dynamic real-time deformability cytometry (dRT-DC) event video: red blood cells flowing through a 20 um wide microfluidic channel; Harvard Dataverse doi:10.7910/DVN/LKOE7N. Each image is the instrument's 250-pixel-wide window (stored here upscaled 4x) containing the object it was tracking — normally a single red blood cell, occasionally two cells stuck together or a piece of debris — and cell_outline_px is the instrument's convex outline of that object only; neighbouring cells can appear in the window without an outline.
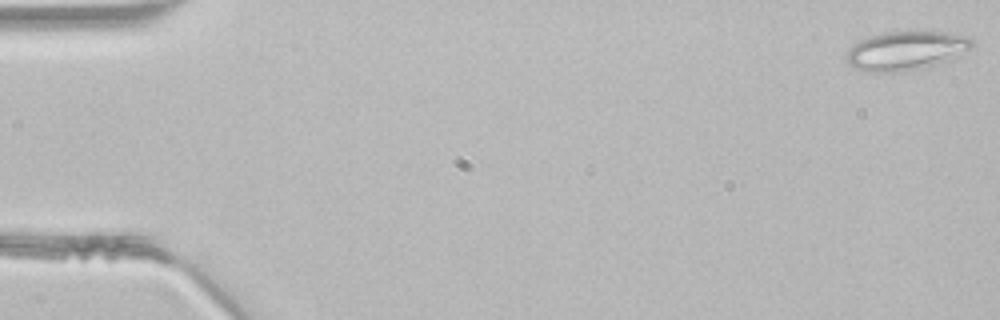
{"species": "common noctule bat (a hibernating species)", "species_latin": "Nyctalus noctula", "temperature_condition": "room temperature", "stored_images_in_passage": 46, "segment_of_instrument_passage": [1, 2], "camera_frame_rate_fps": 3000, "um_per_image_px": 0.085, "animal": {"sex": "male", "body_mass_g": 21.5, "forearm_length_mm": 52.0}, "frame": {"image": 1, "passage_image": 1, "time_ms": 0.0, "image_size_px": [1000, 320], "cell_outline_px": [[972, 44], [968, 48], [936, 64], [924, 68], [904, 72], [868, 72], [856, 68], [848, 64], [844, 56], [852, 44], [860, 40], [884, 32], [952, 32], [972, 36]], "centroid_in_image_um": [76.94, 4.31], "position_along_channel_um": 8.1, "area_um2": 28.26}}
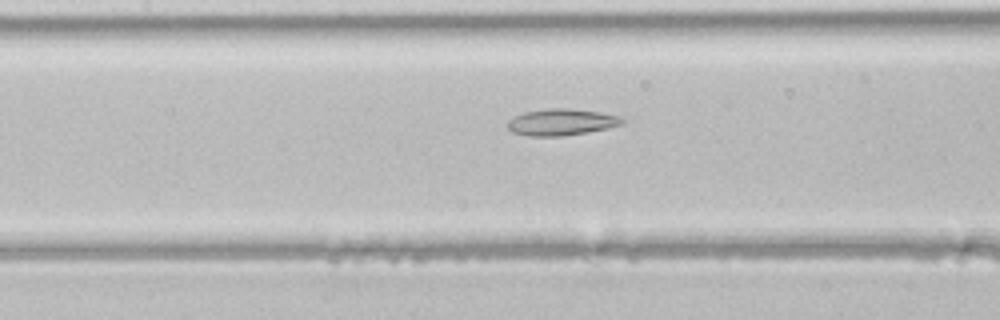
{"frame": {"image": 2, "passage_image": 21, "time_ms": 6.667, "image_size_px": [1000, 320], "cell_outline_px": [[624, 124], [608, 128], [588, 132], [560, 136], [528, 136], [512, 132], [508, 128], [508, 120], [512, 116], [524, 112], [548, 108], [568, 108], [600, 112], [620, 116], [624, 120]], "centroid_in_image_um": [47.71, 10.37], "position_along_channel_um": 159.7, "area_um2": 17.86}}
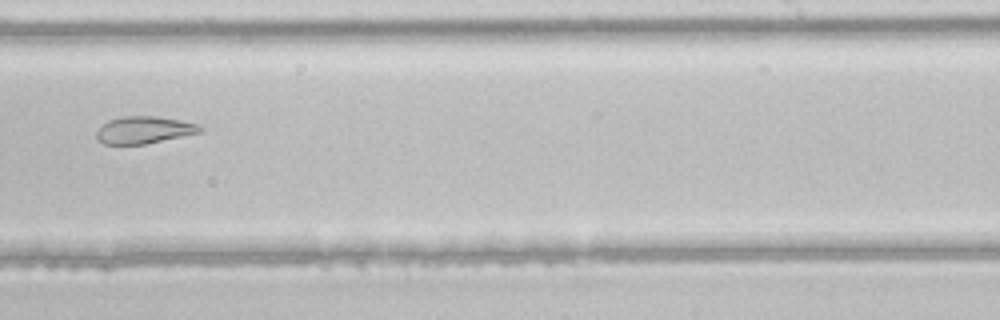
{"frame": {"image": 3, "passage_image": 29, "time_ms": 9.333, "image_size_px": [1000, 320], "cell_outline_px": [[204, 128], [200, 132], [144, 144], [104, 144], [96, 136], [96, 132], [108, 120], [124, 116], [156, 116], [200, 124]], "centroid_in_image_um": [12.25, 11.04], "position_along_channel_um": 276.7, "area_um2": 16.13}}